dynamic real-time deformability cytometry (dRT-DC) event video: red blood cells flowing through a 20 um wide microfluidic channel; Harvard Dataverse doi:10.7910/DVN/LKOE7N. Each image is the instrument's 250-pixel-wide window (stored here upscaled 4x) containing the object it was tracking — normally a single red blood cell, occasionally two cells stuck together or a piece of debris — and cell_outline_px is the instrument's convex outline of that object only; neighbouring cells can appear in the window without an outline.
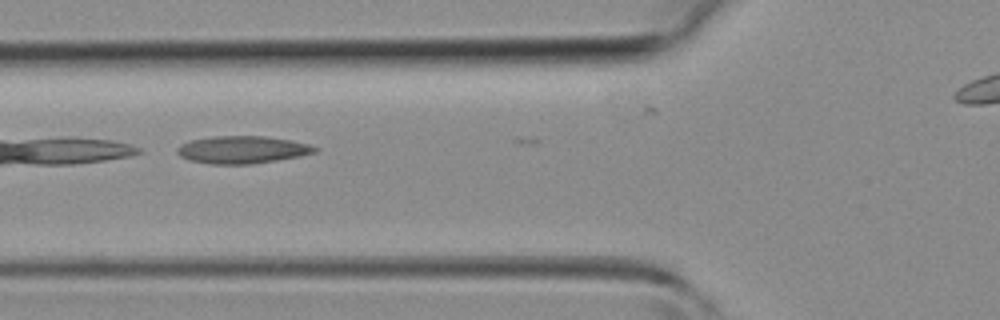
{"species": "common noctule bat (a hibernating species)", "species_latin": "Nyctalus noctula", "temperature_condition": "room temperature", "stored_images_in_passage": 16, "camera_frame_rate_fps": 3000, "um_per_image_px": 0.085, "animal": {"sex": "female", "body_mass_g": 19.3, "forearm_length_mm": 54.1}, "frame": {"image": 1, "passage_image": 14, "time_ms": 4.333, "image_size_px": [1000, 320], "cell_outline_px": [[320, 148], [316, 152], [300, 156], [276, 160], [248, 164], [208, 164], [192, 160], [180, 156], [176, 152], [176, 148], [180, 144], [192, 140], [212, 136], [264, 136], [288, 140], [308, 144]], "centroid_in_image_um": [20.57, 12.72], "position_along_channel_um": 105.2, "area_um2": 21.91}}